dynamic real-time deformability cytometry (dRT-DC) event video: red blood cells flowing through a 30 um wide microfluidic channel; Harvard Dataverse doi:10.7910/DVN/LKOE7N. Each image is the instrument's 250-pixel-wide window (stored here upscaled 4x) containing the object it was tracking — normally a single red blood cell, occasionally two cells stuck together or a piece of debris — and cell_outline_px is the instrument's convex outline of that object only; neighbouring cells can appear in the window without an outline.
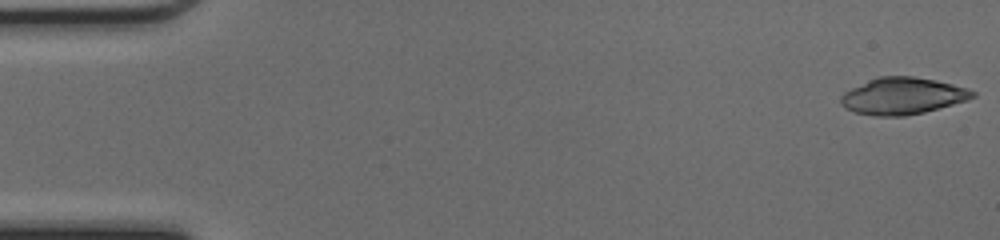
{"species": "common noctule bat (a hibernating species)", "species_latin": "Nyctalus noctula", "temperature_condition": "cold", "stored_images_in_passage": 47, "camera_frame_rate_fps": 3000, "um_per_image_px": 0.085, "animal": {"sex": "female", "body_mass_g": 17.0, "forearm_length_mm": 48.0}, "frame": {"image": 1, "passage_image": 1, "time_ms": 0.0, "image_size_px": [1000, 240], "cell_outline_px": [[976, 96], [968, 100], [924, 112], [904, 116], [872, 116], [856, 112], [844, 108], [840, 104], [840, 96], [844, 92], [868, 80], [880, 76], [912, 76], [936, 80], [968, 88], [976, 92]], "centroid_in_image_um": [76.72, 8.16], "position_along_channel_um": 8.3, "area_um2": 28.32}}
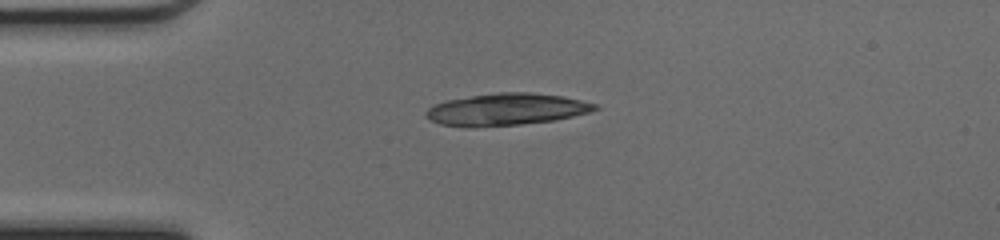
{"frame": {"image": 2, "passage_image": 12, "time_ms": 3.667, "image_size_px": [1000, 240], "cell_outline_px": [[600, 108], [588, 112], [572, 116], [552, 120], [520, 124], [468, 128], [440, 124], [428, 120], [424, 116], [424, 112], [432, 104], [448, 100], [472, 96], [500, 92], [528, 92], [560, 96], [600, 104]], "centroid_in_image_um": [42.97, 9.31], "position_along_channel_um": 42.0, "area_um2": 31.5}, "authors_computed_cell_mechanics": {"area_um2": 28.9, "velocity_mm_per_s": 4.2742, "shape_relaxation_time_tau1_ms": 3.7314, "shape_relaxation_time_tau2_ms": 4.7654, "deformation_change_tau1": 0.333, "deformation_change_tau2": 0.1734}}